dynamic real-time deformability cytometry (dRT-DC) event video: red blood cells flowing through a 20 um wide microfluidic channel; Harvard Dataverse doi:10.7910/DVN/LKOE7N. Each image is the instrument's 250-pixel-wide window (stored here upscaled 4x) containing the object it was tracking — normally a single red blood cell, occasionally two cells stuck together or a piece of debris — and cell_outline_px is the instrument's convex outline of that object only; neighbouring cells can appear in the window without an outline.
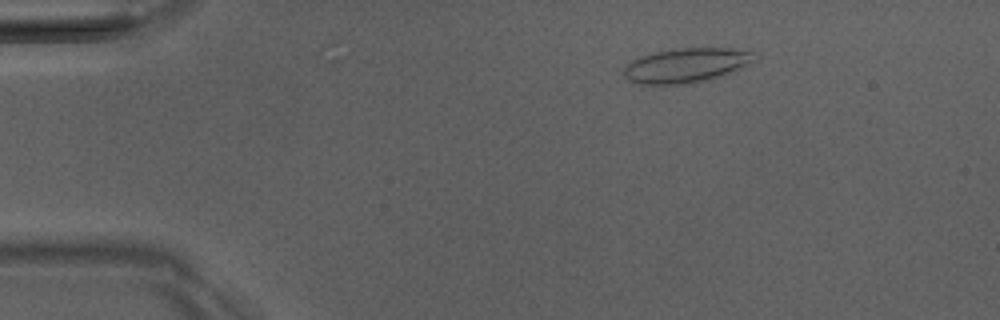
{"species": "Egyptian fruit bat (a non-hibernating species)", "species_latin": "Rousettus aegyptiacus", "temperature_condition": "room temperature", "stored_images_in_passage": 5, "camera_frame_rate_fps": 3000, "um_per_image_px": 0.085, "animal": {"sex": "male"}, "frame": {"image": 1, "passage_image": 3, "time_ms": 2.333, "image_size_px": [1000, 320], "cell_outline_px": [[752, 60], [724, 76], [708, 80], [684, 84], [640, 84], [628, 80], [624, 76], [624, 68], [632, 60], [640, 56], [656, 52], [676, 48], [728, 48], [752, 52]], "centroid_in_image_um": [58.25, 5.56], "position_along_channel_um": 26.8, "area_um2": 25.84}}